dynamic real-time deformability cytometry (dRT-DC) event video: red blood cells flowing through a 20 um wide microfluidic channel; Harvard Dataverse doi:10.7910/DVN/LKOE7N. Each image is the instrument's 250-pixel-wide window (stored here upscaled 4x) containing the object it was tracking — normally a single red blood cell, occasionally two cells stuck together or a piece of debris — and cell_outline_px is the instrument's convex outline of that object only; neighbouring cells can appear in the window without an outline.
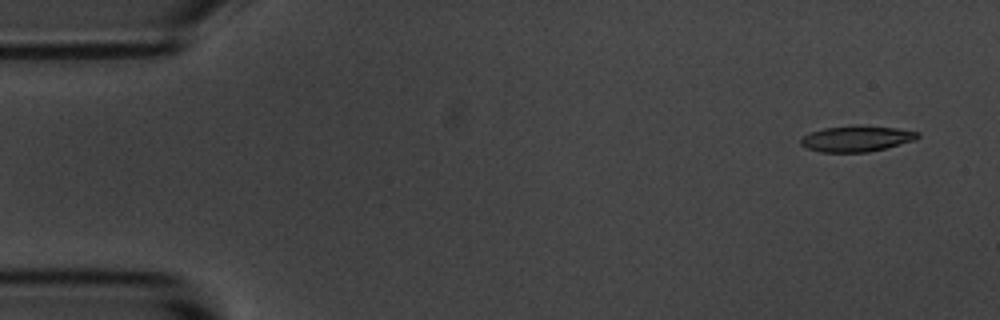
{"species": "common noctule bat (a hibernating species)", "species_latin": "Nyctalus noctula", "temperature_condition": "room temperature", "stored_images_in_passage": 5, "camera_frame_rate_fps": 3000, "um_per_image_px": 0.085, "animal": {"sex": "male", "body_mass_g": 20.1, "forearm_length_mm": 53.5}, "frame": {"image": 1, "passage_image": 1, "time_ms": 0.0, "image_size_px": [1000, 320], "cell_outline_px": [[920, 136], [916, 140], [868, 152], [820, 152], [808, 148], [800, 144], [800, 140], [804, 136], [812, 132], [824, 128], [896, 128], [920, 132]], "centroid_in_image_um": [72.82, 11.83], "position_along_channel_um": 12.2, "area_um2": 16.65}}
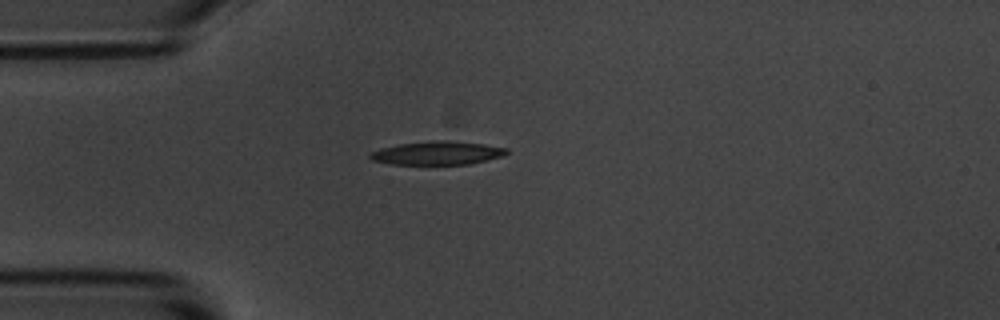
{"frame": {"image": 2, "passage_image": 4, "time_ms": 3.667, "image_size_px": [1000, 320], "cell_outline_px": [[508, 152], [504, 156], [488, 160], [468, 164], [392, 164], [372, 160], [368, 156], [372, 152], [380, 148], [400, 144], [432, 140], [448, 140], [484, 144], [508, 148]], "centroid_in_image_um": [37.21, 13.0], "position_along_channel_um": 47.8, "area_um2": 18.67}}